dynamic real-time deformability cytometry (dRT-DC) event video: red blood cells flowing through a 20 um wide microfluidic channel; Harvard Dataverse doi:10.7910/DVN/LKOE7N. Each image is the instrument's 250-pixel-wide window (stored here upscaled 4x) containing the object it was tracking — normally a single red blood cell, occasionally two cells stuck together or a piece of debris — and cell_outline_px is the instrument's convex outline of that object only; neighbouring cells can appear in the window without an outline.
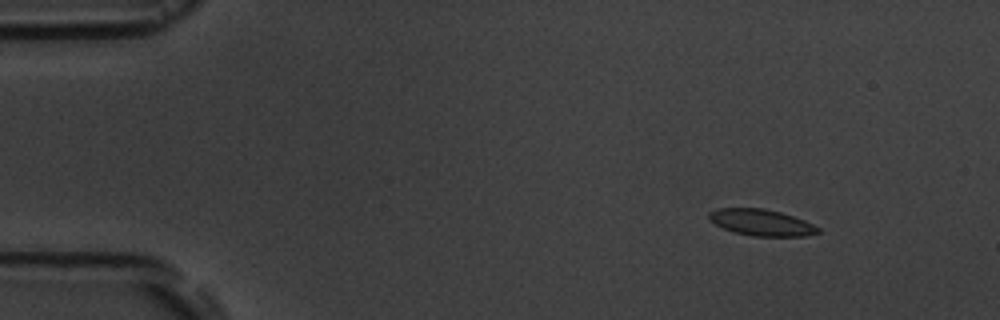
{"species": "common noctule bat (a hibernating species)", "species_latin": "Nyctalus noctula", "temperature_condition": "room temperature", "stored_images_in_passage": 5, "camera_frame_rate_fps": 3000, "um_per_image_px": 0.085, "animal": {"sex": "male", "body_mass_g": 19.5, "forearm_length_mm": 54.6}, "frame": {"image": 1, "passage_image": 2, "time_ms": 1.333, "image_size_px": [1000, 320], "cell_outline_px": [[820, 232], [804, 236], [752, 236], [736, 232], [724, 228], [708, 220], [708, 212], [716, 208], [764, 208], [780, 212], [804, 220], [820, 228]], "centroid_in_image_um": [64.69, 18.9], "position_along_channel_um": 20.3, "area_um2": 16.7}}
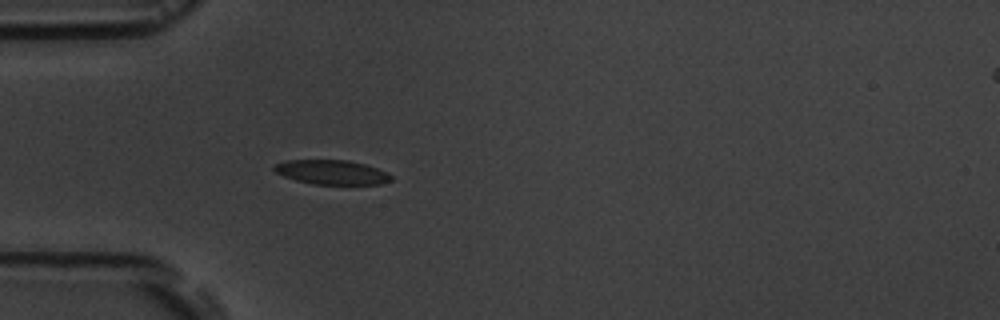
{"frame": {"image": 2, "passage_image": 5, "time_ms": 4.667, "image_size_px": [1000, 320], "cell_outline_px": [[392, 180], [380, 184], [312, 184], [296, 180], [284, 176], [276, 172], [272, 168], [276, 164], [288, 160], [348, 160], [364, 164], [376, 168], [392, 176]], "centroid_in_image_um": [28.18, 14.64], "position_along_channel_um": 56.8, "area_um2": 16.42}}